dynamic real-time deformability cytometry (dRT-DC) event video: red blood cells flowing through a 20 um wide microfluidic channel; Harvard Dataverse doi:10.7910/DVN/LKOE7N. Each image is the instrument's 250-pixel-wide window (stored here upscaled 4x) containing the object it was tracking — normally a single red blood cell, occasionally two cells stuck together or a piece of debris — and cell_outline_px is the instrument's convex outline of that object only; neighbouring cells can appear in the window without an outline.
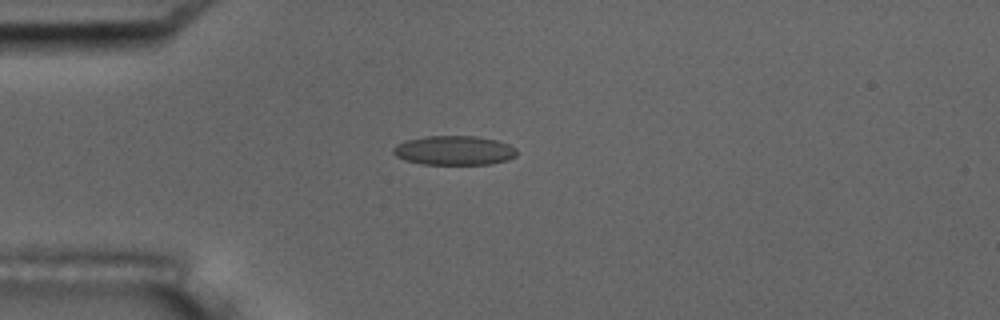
{"species": "common noctule bat (a hibernating species)", "species_latin": "Nyctalus noctula", "temperature_condition": "room temperature", "stored_images_in_passage": 5, "camera_frame_rate_fps": 3000, "um_per_image_px": 0.085, "animal": {"sex": "male", "body_mass_g": 17.5, "forearm_length_mm": 52.3}, "frame": {"image": 1, "passage_image": 1, "time_ms": 0.0, "image_size_px": [1000, 320], "cell_outline_px": [[516, 156], [508, 160], [488, 164], [420, 164], [404, 160], [396, 156], [392, 152], [392, 148], [396, 144], [404, 140], [424, 136], [476, 136], [496, 140], [508, 144], [516, 148]], "centroid_in_image_um": [38.56, 12.78], "position_along_channel_um": 46.4, "area_um2": 21.27}}
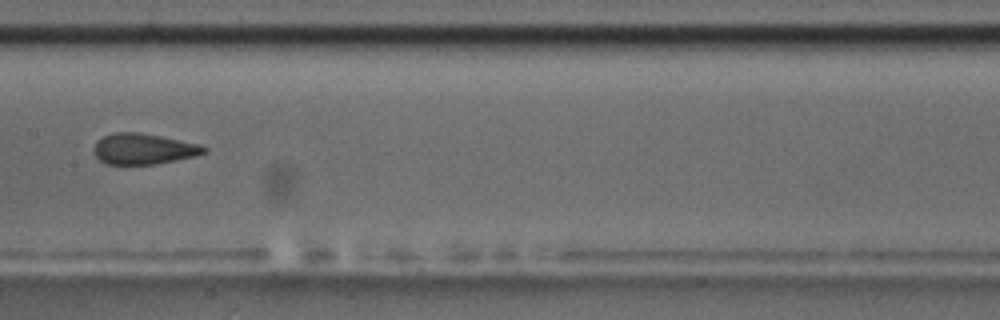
{"frame": {"image": 2, "passage_image": 5, "time_ms": 4.667, "image_size_px": [1000, 320], "cell_outline_px": [[208, 148], [204, 152], [196, 156], [156, 164], [104, 164], [92, 152], [92, 148], [96, 140], [112, 132], [140, 132], [200, 144]], "centroid_in_image_um": [12.15, 12.65], "position_along_channel_um": 195.3, "area_um2": 19.94}}